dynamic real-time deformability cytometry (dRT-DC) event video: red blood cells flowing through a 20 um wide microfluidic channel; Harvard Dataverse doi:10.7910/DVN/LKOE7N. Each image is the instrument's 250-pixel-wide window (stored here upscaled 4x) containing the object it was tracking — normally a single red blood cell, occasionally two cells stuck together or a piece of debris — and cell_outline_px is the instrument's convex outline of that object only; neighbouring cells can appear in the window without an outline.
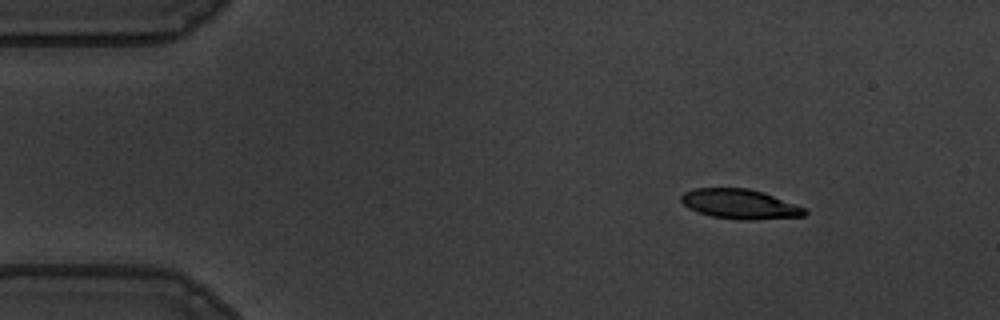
{"species": "common noctule bat (a hibernating species)", "species_latin": "Nyctalus noctula", "temperature_condition": "warm", "stored_images_in_passage": 50, "camera_frame_rate_fps": 3000, "um_per_image_px": 0.085, "animal": {"sex": "male", "body_mass_g": 19.5, "forearm_length_mm": 54.6}, "frame": {"image": 1, "passage_image": 1, "time_ms": 0.0, "image_size_px": [1000, 320], "cell_outline_px": [[808, 212], [804, 216], [752, 220], [744, 220], [712, 216], [688, 208], [680, 200], [680, 196], [684, 192], [696, 188], [748, 188], [764, 192], [796, 204], [804, 208]], "centroid_in_image_um": [62.9, 17.34], "position_along_channel_um": 22.1, "area_um2": 21.33}}
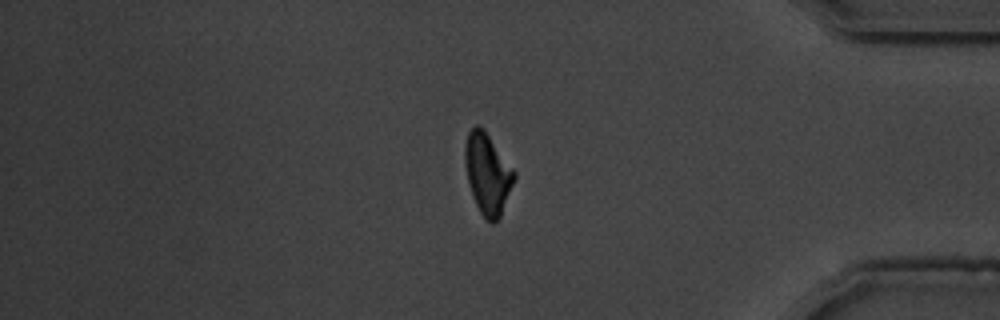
{"frame": {"image": 2, "passage_image": 41, "time_ms": 13.333, "image_size_px": [1000, 320], "cell_outline_px": [[516, 176], [500, 216], [492, 224], [480, 212], [472, 196], [468, 180], [464, 160], [464, 148], [468, 132], [476, 124], [484, 128], [516, 172]], "centroid_in_image_um": [41.44, 14.72], "position_along_channel_um": 393.8, "area_um2": 23.0}}
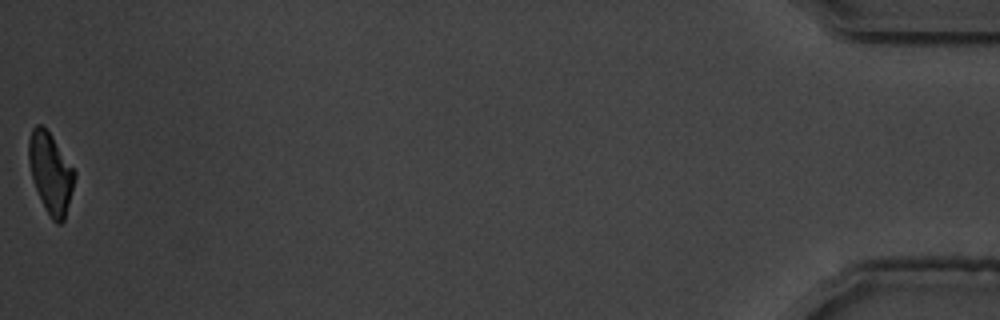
{"frame": {"image": 3, "passage_image": 50, "time_ms": 16.333, "image_size_px": [1000, 320], "cell_outline_px": [[76, 176], [64, 220], [60, 224], [56, 224], [52, 220], [36, 188], [32, 176], [28, 160], [28, 140], [32, 128], [36, 124], [40, 124], [52, 136], [76, 172]], "centroid_in_image_um": [4.3, 14.68], "position_along_channel_um": 430.9, "area_um2": 21.1}, "authors_computed_cell_mechanics": {"area_um2": 23.2067, "velocity_mm_per_s": 3.5805, "shape_relaxation_time_tau1_ms": 2.7472, "shape_relaxation_time_tau2_ms": 5.6291, "deformation_change_tau1": 0.1733, "deformation_change_tau2": 0.105}}